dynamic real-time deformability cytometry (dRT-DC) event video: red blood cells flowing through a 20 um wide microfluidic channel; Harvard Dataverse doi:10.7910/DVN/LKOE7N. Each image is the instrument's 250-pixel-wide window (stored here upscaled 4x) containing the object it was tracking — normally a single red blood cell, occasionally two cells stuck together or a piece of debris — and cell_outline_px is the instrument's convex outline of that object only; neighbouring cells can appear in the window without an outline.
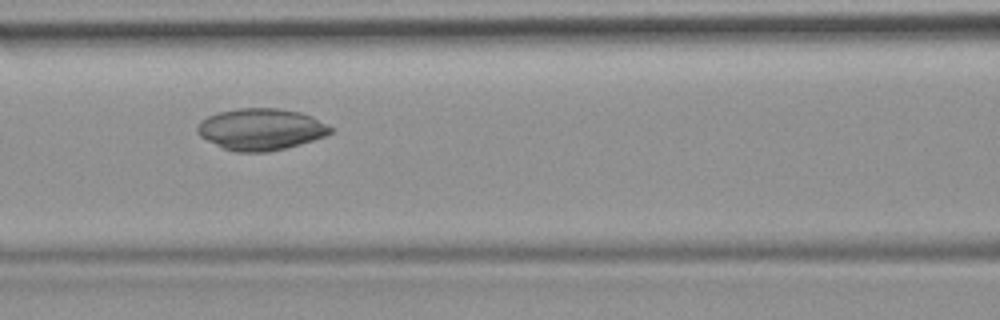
{"species": "common noctule bat (a hibernating species)", "species_latin": "Nyctalus noctula", "temperature_condition": "room temperature", "stored_images_in_passage": 8, "camera_frame_rate_fps": 3000, "um_per_image_px": 0.085, "animal": {"sex": "female", "body_mass_g": 19.9}, "frame": {"image": 1, "passage_image": 6, "time_ms": 6.667, "image_size_px": [1000, 320], "cell_outline_px": [[336, 128], [332, 132], [324, 136], [300, 144], [268, 152], [236, 152], [224, 148], [200, 136], [196, 132], [196, 128], [200, 120], [208, 116], [220, 112], [240, 108], [280, 108], [300, 112], [312, 116]], "centroid_in_image_um": [22.2, 10.98], "position_along_channel_um": 144.4, "area_um2": 32.31}}
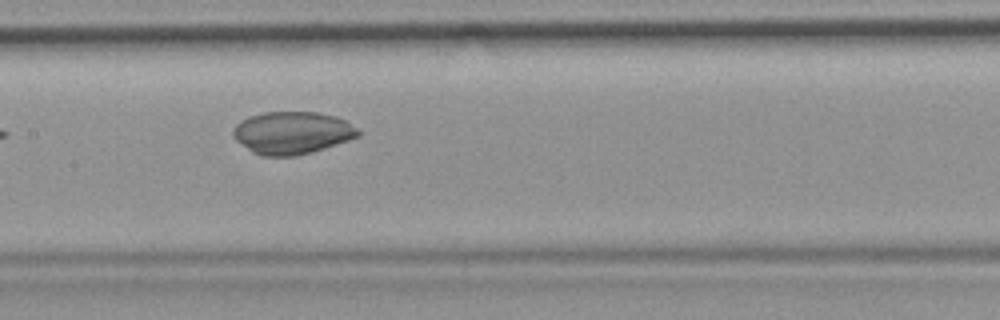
{"frame": {"image": 2, "passage_image": 7, "time_ms": 7.667, "image_size_px": [1000, 320], "cell_outline_px": [[360, 136], [312, 152], [296, 156], [260, 156], [252, 152], [236, 140], [232, 136], [232, 128], [240, 120], [248, 116], [264, 112], [316, 112], [336, 116], [344, 120], [356, 128], [360, 132]], "centroid_in_image_um": [24.79, 11.29], "position_along_channel_um": 182.6, "area_um2": 31.04}}